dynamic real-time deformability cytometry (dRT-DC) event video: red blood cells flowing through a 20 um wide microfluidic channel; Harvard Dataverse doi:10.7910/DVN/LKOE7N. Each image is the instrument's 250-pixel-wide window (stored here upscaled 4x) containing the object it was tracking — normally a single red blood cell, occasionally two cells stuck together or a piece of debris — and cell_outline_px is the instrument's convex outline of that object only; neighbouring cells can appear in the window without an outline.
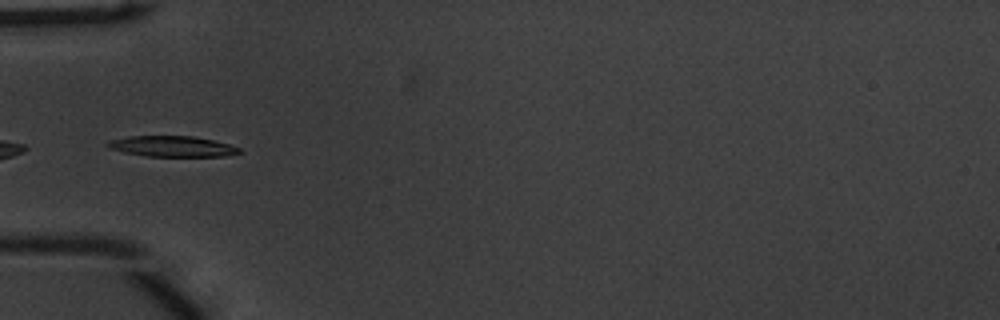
{"species": "common noctule bat (a hibernating species)", "species_latin": "Nyctalus noctula", "temperature_condition": "warm", "stored_images_in_passage": 12, "camera_frame_rate_fps": 3000, "um_per_image_px": 0.085, "animal": {"sex": "male", "body_mass_g": 20.1, "forearm_length_mm": 53.5}, "frame": {"image": 1, "passage_image": 1, "time_ms": 0.0, "image_size_px": [1000, 320], "cell_outline_px": [[244, 152], [228, 156], [144, 156], [124, 152], [108, 148], [104, 144], [108, 140], [128, 136], [192, 136], [212, 140], [228, 144], [240, 148]], "centroid_in_image_um": [14.61, 12.44], "position_along_channel_um": 70.4, "area_um2": 16.01}}
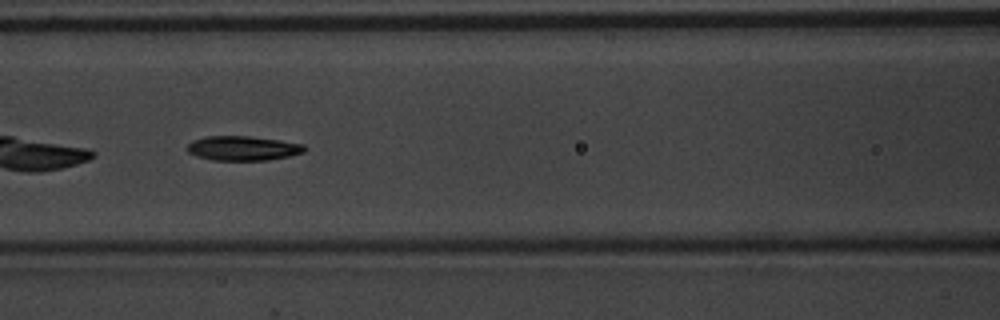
{"frame": {"image": 2, "passage_image": 7, "time_ms": 2.0, "image_size_px": [1000, 320], "cell_outline_px": [[304, 152], [288, 156], [268, 160], [212, 160], [196, 156], [188, 152], [184, 148], [192, 140], [208, 136], [248, 136], [280, 140], [304, 144]], "centroid_in_image_um": [20.59, 12.6], "position_along_channel_um": 146.0, "area_um2": 16.76}}
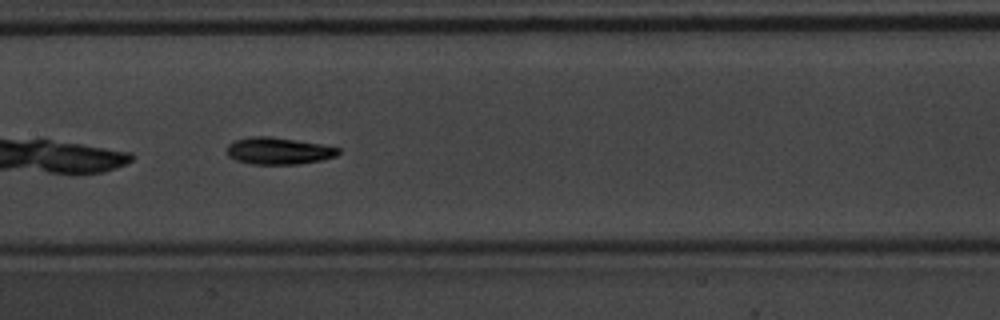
{"frame": {"image": 3, "passage_image": 10, "time_ms": 3.0, "image_size_px": [1000, 320], "cell_outline_px": [[340, 152], [336, 156], [320, 160], [300, 164], [252, 164], [236, 160], [228, 156], [228, 144], [236, 140], [252, 136], [268, 136], [296, 140], [320, 144], [340, 148]], "centroid_in_image_um": [23.68, 12.83], "position_along_channel_um": 183.7, "area_um2": 17.34}}